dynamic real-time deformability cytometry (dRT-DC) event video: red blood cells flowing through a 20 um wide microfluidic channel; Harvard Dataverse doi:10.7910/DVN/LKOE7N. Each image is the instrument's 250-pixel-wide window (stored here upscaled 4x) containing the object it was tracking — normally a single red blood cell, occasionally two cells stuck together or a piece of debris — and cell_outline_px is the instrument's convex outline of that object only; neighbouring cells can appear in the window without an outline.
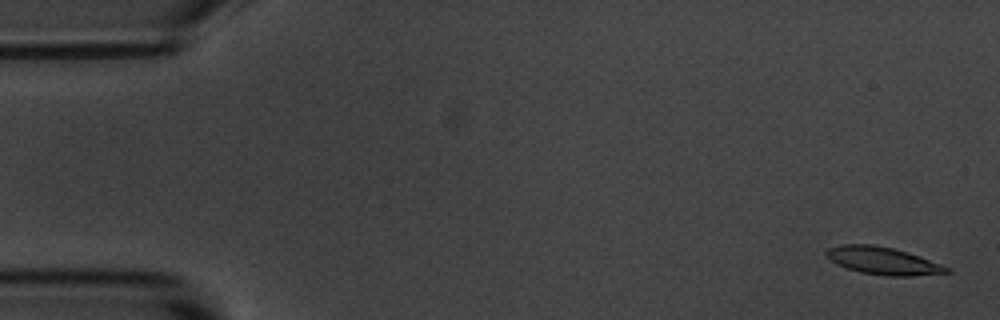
{"species": "common noctule bat (a hibernating species)", "species_latin": "Nyctalus noctula", "temperature_condition": "room temperature", "stored_images_in_passage": 5, "segment_of_instrument_passage": [1, 2], "camera_frame_rate_fps": 3000, "um_per_image_px": 0.085, "animal": {"sex": "male", "body_mass_g": 20.1, "forearm_length_mm": 53.5}, "frame": {"image": 1, "passage_image": 1, "time_ms": 0.0, "image_size_px": [1000, 320], "cell_outline_px": [[952, 272], [912, 276], [888, 276], [860, 272], [836, 264], [824, 256], [824, 252], [828, 248], [844, 244], [872, 244], [892, 248], [908, 252], [952, 268]], "centroid_in_image_um": [75.04, 22.16], "position_along_channel_um": 10.0, "area_um2": 19.36}}